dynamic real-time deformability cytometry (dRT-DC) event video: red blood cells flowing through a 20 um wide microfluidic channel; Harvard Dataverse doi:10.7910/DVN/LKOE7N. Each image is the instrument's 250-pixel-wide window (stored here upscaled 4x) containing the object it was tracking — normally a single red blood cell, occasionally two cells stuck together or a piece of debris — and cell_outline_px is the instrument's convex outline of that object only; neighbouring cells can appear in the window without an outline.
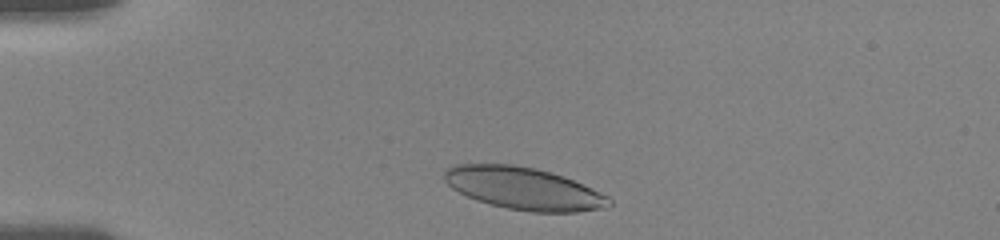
{"species": "human", "species_latin": "Homo sapiens", "temperature_condition": "room temperature", "stored_images_in_passage": 23, "camera_frame_rate_fps": 3000, "um_per_image_px": 0.085, "donor": {"sex": "female"}, "frame": {"image": 1, "passage_image": 5, "time_ms": 0.667, "image_size_px": [1000, 240], "cell_outline_px": [[612, 204], [604, 208], [576, 212], [532, 212], [508, 208], [476, 200], [452, 188], [444, 180], [444, 172], [448, 168], [456, 164], [512, 164], [536, 168], [564, 176], [608, 196], [612, 200]], "centroid_in_image_um": [44.52, 16.01], "position_along_channel_um": 40.5, "area_um2": 40.34}}
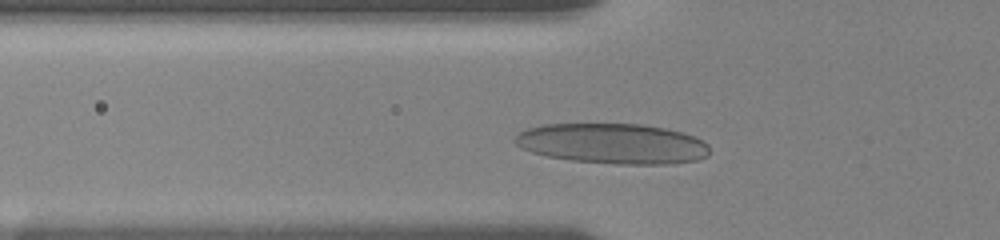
{"frame": {"image": 2, "passage_image": 17, "time_ms": 2.667, "image_size_px": [1000, 240], "cell_outline_px": [[708, 156], [696, 160], [668, 164], [616, 164], [572, 160], [548, 156], [532, 152], [520, 148], [516, 144], [516, 136], [520, 132], [528, 128], [544, 124], [644, 124], [684, 132], [708, 144]], "centroid_in_image_um": [52.08, 12.2], "position_along_channel_um": 73.7, "area_um2": 45.55}}
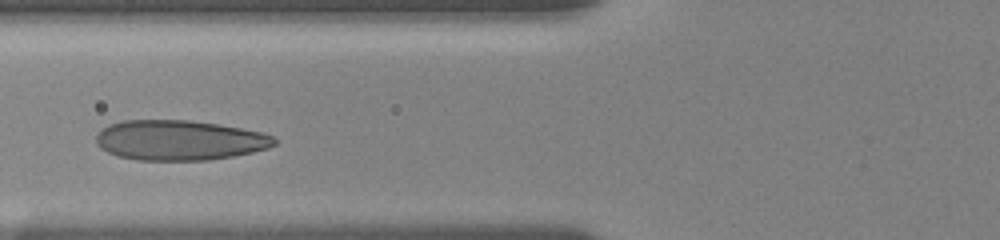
{"frame": {"image": 3, "passage_image": 22, "time_ms": 3.667, "image_size_px": [1000, 240], "cell_outline_px": [[276, 144], [268, 148], [252, 152], [232, 156], [208, 160], [136, 160], [116, 156], [100, 148], [96, 144], [96, 132], [108, 124], [124, 120], [188, 120], [216, 124], [240, 128], [260, 132], [272, 136], [276, 140]], "centroid_in_image_um": [15.19, 11.92], "position_along_channel_um": 110.6, "area_um2": 41.67}}